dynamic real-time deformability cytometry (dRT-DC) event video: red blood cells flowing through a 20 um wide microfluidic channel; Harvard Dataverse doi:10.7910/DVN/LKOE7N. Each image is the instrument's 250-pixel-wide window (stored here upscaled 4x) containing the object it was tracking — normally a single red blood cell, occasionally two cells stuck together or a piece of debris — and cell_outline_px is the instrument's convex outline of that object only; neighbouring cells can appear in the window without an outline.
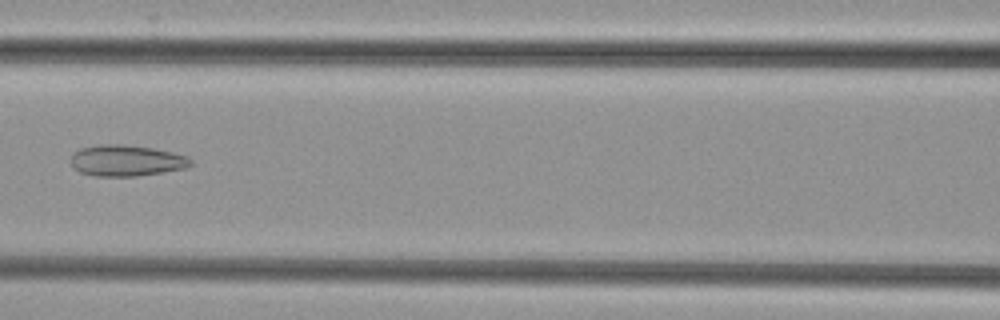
{"species": "common noctule bat (a hibernating species)", "species_latin": "Nyctalus noctula", "temperature_condition": "cold", "stored_images_in_passage": 4, "camera_frame_rate_fps": 3000, "um_per_image_px": 0.085, "animal": {"sex": "female", "body_mass_g": 29.2, "forearm_length_mm": 56.3}, "frame": {"image": 1, "passage_image": 4, "time_ms": 1.0, "image_size_px": [1000, 320], "cell_outline_px": [[192, 164], [184, 168], [136, 176], [96, 176], [80, 172], [72, 168], [72, 156], [80, 148], [100, 144], [124, 144], [152, 148], [172, 152], [188, 156], [192, 160]], "centroid_in_image_um": [10.73, 13.64], "position_along_channel_um": 155.9, "area_um2": 21.62}}